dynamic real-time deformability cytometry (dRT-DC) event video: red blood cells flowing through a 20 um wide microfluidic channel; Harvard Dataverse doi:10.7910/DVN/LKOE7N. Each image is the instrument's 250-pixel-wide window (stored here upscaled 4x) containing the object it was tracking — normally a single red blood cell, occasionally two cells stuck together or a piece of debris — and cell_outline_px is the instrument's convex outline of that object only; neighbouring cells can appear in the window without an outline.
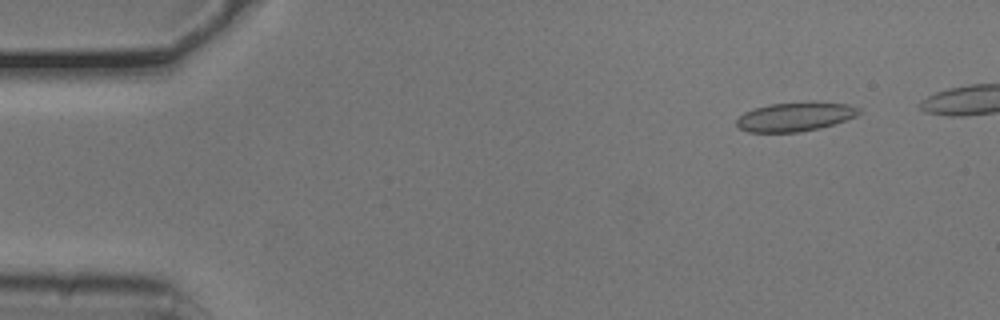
{"species": "common noctule bat (a hibernating species)", "species_latin": "Nyctalus noctula", "temperature_condition": "cold", "stored_images_in_passage": 47, "camera_frame_rate_fps": 3000, "um_per_image_px": 0.085, "animal": {"sex": "male", "body_mass_g": 20.5, "forearm_length_mm": 52.5}, "frame": {"image": 1, "passage_image": 5, "time_ms": 1.333, "image_size_px": [1000, 320], "cell_outline_px": [[860, 112], [856, 116], [820, 128], [800, 132], [748, 132], [740, 128], [736, 124], [736, 120], [744, 112], [768, 104], [848, 104], [860, 108]], "centroid_in_image_um": [67.53, 9.96], "position_along_channel_um": 17.5, "area_um2": 19.83}}
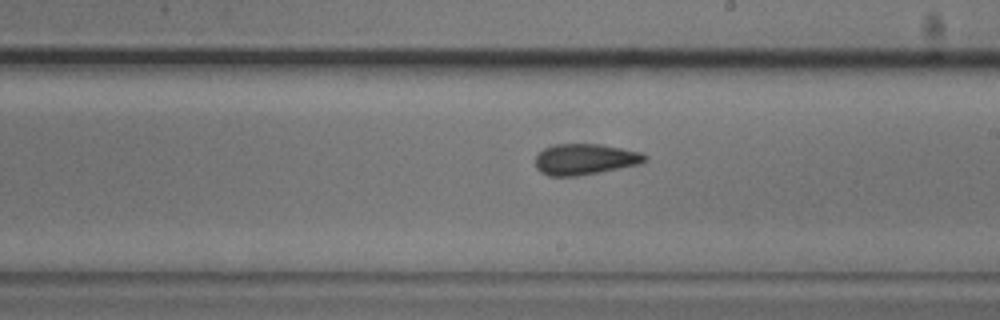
{"frame": {"image": 2, "passage_image": 30, "time_ms": 9.667, "image_size_px": [1000, 320], "cell_outline_px": [[648, 160], [640, 164], [600, 172], [576, 176], [548, 176], [540, 172], [536, 168], [536, 156], [544, 148], [556, 144], [600, 144], [640, 152], [648, 156]], "centroid_in_image_um": [49.73, 13.54], "position_along_channel_um": 239.3, "area_um2": 19.77}}
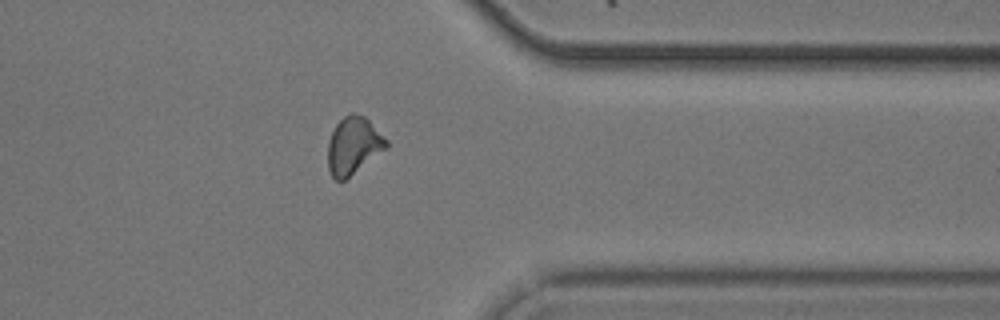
{"frame": {"image": 3, "passage_image": 42, "time_ms": 13.667, "image_size_px": [1000, 320], "cell_outline_px": [[388, 148], [344, 180], [336, 180], [332, 176], [328, 168], [328, 140], [336, 124], [344, 116], [352, 112], [364, 116], [388, 140]], "centroid_in_image_um": [30.04, 12.37], "position_along_channel_um": 381.4, "area_um2": 19.42}}